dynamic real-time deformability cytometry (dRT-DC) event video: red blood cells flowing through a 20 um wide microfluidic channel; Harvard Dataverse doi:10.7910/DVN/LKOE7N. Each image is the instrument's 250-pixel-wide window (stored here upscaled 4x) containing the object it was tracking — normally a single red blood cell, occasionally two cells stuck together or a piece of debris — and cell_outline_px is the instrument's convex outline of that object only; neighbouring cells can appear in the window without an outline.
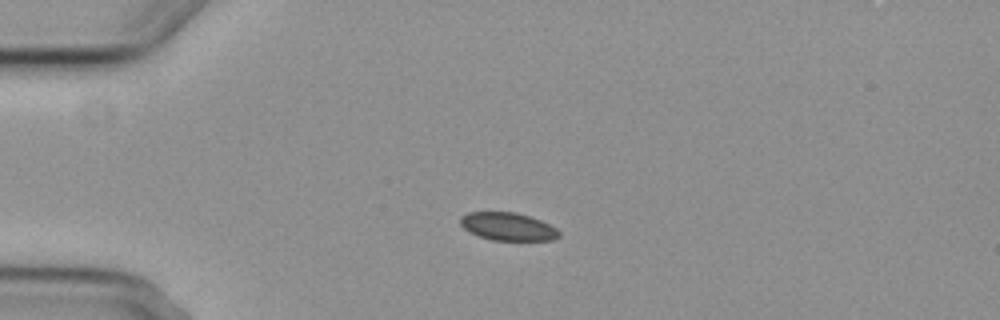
{"species": "common noctule bat (a hibernating species)", "species_latin": "Nyctalus noctula", "temperature_condition": "cold", "stored_images_in_passage": 2, "camera_frame_rate_fps": 3000, "um_per_image_px": 0.085, "animal": {"sex": "female", "body_mass_g": 29.2, "forearm_length_mm": 56.3}, "frame": {"image": 1, "passage_image": 1, "time_ms": 0.0, "image_size_px": [1000, 320], "cell_outline_px": [[560, 236], [552, 240], [492, 240], [468, 232], [460, 224], [460, 216], [468, 212], [516, 212], [540, 220], [556, 228], [560, 232]], "centroid_in_image_um": [43.15, 19.25], "position_along_channel_um": 41.9, "area_um2": 16.01}}